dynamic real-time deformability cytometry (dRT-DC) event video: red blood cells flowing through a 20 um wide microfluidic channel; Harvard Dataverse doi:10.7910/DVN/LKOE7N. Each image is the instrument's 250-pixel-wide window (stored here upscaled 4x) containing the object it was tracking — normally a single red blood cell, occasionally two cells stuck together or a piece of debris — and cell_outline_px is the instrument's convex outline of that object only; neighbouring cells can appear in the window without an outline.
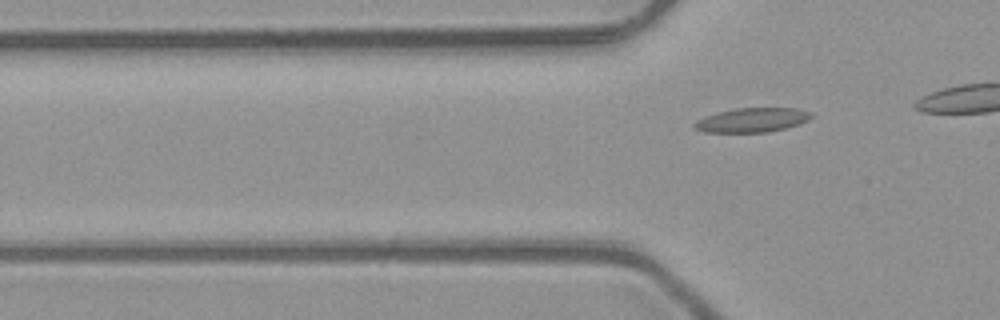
{"species": "common noctule bat (a hibernating species)", "species_latin": "Nyctalus noctula", "temperature_condition": "room temperature", "stored_images_in_passage": 5, "camera_frame_rate_fps": 3000, "um_per_image_px": 0.085, "animal": {"sex": "male", "body_mass_g": 23.1, "forearm_length_mm": 52.7}, "frame": {"image": 1, "passage_image": 5, "time_ms": 1.333, "image_size_px": [1000, 320], "cell_outline_px": [[812, 116], [808, 120], [784, 128], [768, 132], [704, 132], [692, 128], [692, 124], [696, 120], [704, 116], [736, 108], [796, 108], [812, 112]], "centroid_in_image_um": [63.88, 10.2], "position_along_channel_um": 61.9, "area_um2": 16.47}}